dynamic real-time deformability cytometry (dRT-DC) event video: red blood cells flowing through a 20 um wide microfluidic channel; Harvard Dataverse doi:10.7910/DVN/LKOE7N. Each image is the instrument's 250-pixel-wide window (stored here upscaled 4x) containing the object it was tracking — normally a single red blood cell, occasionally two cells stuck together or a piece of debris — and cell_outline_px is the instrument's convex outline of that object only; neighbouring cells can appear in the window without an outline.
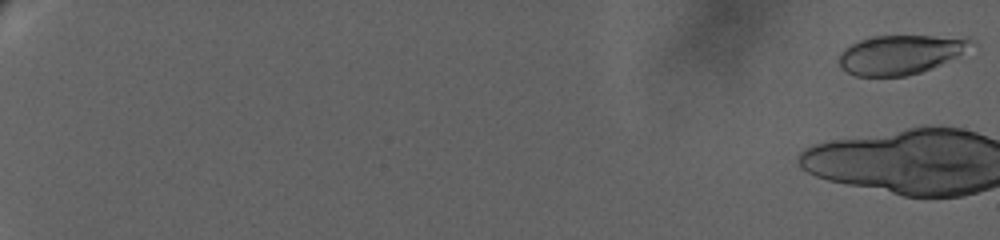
{"species": "human", "species_latin": "Homo sapiens", "temperature_condition": "warm", "stored_images_in_passage": 14, "camera_frame_rate_fps": 3000, "um_per_image_px": 0.085, "donor": {"sex": "female"}, "frame": {"image": 1, "passage_image": 1, "time_ms": 0.0, "image_size_px": [1000, 240], "cell_outline_px": [[980, 44], [932, 68], [920, 72], [904, 76], [856, 76], [840, 68], [836, 60], [840, 52], [848, 44], [872, 36], [968, 36], [976, 40]], "centroid_in_image_um": [76.57, 4.61], "position_along_channel_um": 8.4, "area_um2": 30.87}}